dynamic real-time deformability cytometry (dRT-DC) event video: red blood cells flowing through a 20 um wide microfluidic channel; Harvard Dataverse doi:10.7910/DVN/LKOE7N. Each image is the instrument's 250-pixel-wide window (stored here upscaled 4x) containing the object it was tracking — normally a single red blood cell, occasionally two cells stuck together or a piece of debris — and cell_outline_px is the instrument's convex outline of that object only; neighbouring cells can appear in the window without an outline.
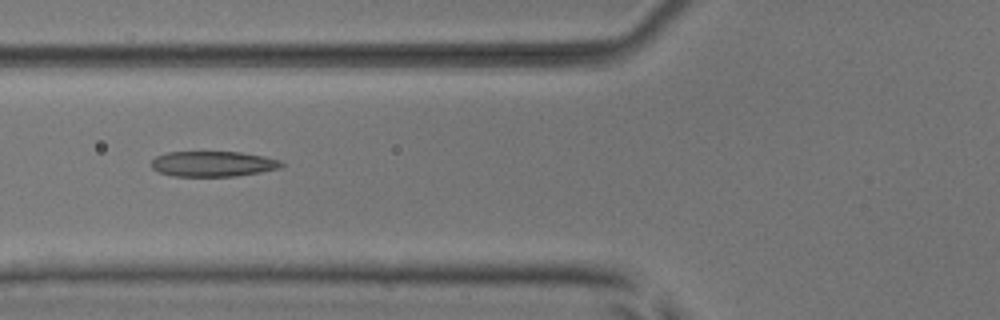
{"species": "common noctule bat (a hibernating species)", "species_latin": "Nyctalus noctula", "temperature_condition": "room temperature", "stored_images_in_passage": 7, "camera_frame_rate_fps": 3000, "um_per_image_px": 0.085, "animal": {"sex": "male", "body_mass_g": 17.9, "forearm_length_mm": 54.2}, "frame": {"image": 1, "passage_image": 3, "time_ms": 0.667, "image_size_px": [1000, 320], "cell_outline_px": [[284, 164], [280, 168], [260, 172], [236, 176], [176, 176], [160, 172], [152, 168], [148, 164], [156, 156], [168, 152], [240, 152], [264, 156], [280, 160]], "centroid_in_image_um": [18.09, 13.92], "position_along_channel_um": 107.7, "area_um2": 19.25}}
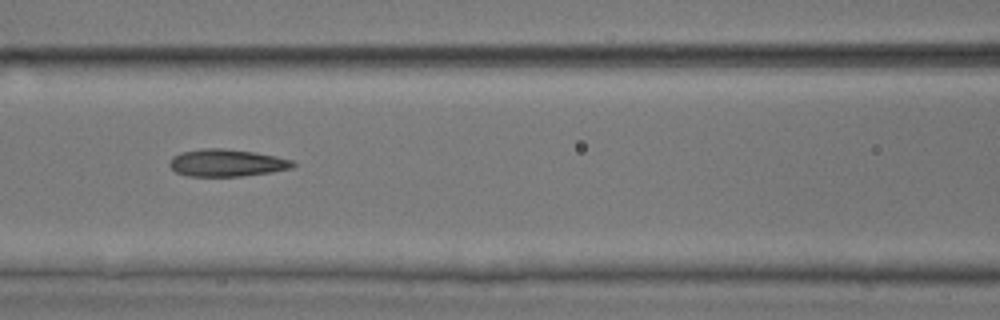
{"frame": {"image": 2, "passage_image": 4, "time_ms": 1.0, "image_size_px": [1000, 320], "cell_outline_px": [[296, 164], [292, 168], [272, 172], [244, 176], [188, 176], [176, 172], [168, 164], [168, 160], [172, 156], [180, 152], [200, 148], [224, 148], [252, 152], [276, 156], [292, 160]], "centroid_in_image_um": [19.24, 13.84], "position_along_channel_um": 147.4, "area_um2": 19.77}}
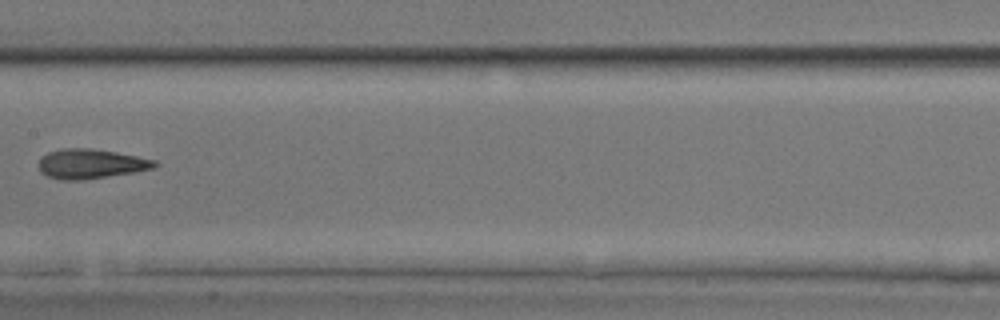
{"frame": {"image": 3, "passage_image": 5, "time_ms": 1.333, "image_size_px": [1000, 320], "cell_outline_px": [[160, 164], [152, 168], [136, 172], [80, 180], [60, 180], [48, 176], [40, 172], [40, 156], [48, 152], [64, 148], [92, 148], [116, 152], [156, 160]], "centroid_in_image_um": [7.72, 13.92], "position_along_channel_um": 199.7, "area_um2": 20.0}}